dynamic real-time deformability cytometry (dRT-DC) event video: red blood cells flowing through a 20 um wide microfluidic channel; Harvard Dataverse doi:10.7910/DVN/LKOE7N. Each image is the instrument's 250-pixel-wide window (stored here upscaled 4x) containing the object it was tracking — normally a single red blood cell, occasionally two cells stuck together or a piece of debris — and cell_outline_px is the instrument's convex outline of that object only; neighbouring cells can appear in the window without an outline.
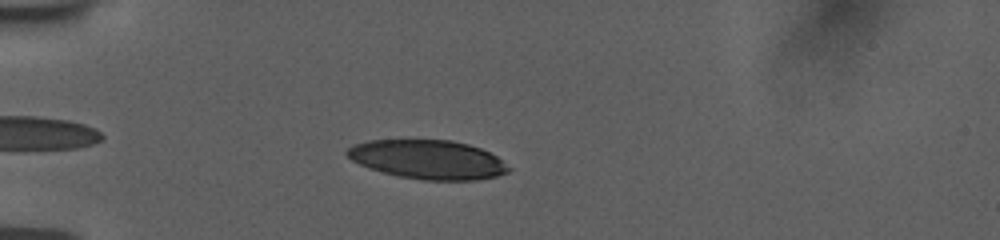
{"species": "human", "species_latin": "Homo sapiens", "temperature_condition": "room temperature", "stored_images_in_passage": 41, "camera_frame_rate_fps": 3000, "um_per_image_px": 0.085, "donor": {"sex": "female"}, "frame": {"image": 1, "passage_image": 6, "time_ms": 1.667, "image_size_px": [1000, 240], "cell_outline_px": [[512, 168], [508, 172], [496, 176], [476, 180], [424, 180], [400, 176], [368, 168], [352, 160], [344, 152], [352, 144], [368, 140], [452, 140], [468, 144], [480, 148], [496, 156]], "centroid_in_image_um": [36.36, 13.55], "position_along_channel_um": 48.6, "area_um2": 36.65}}
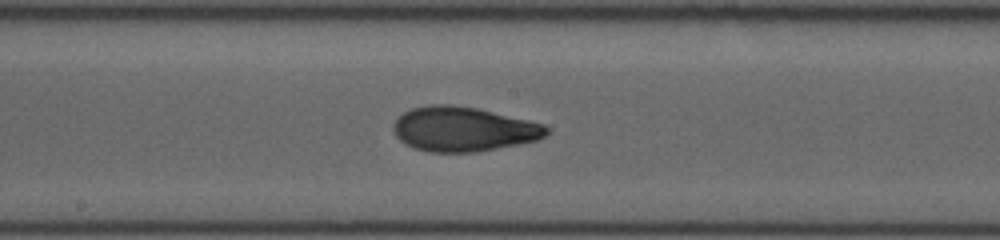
{"frame": {"image": 2, "passage_image": 21, "time_ms": 6.667, "image_size_px": [1000, 240], "cell_outline_px": [[552, 128], [544, 136], [536, 140], [520, 144], [476, 152], [428, 152], [412, 148], [404, 144], [396, 136], [392, 128], [392, 124], [404, 112], [412, 108], [428, 104], [452, 104], [476, 108], [528, 120], [544, 124]], "centroid_in_image_um": [39.36, 10.98], "position_along_channel_um": 208.8, "area_um2": 40.0}}
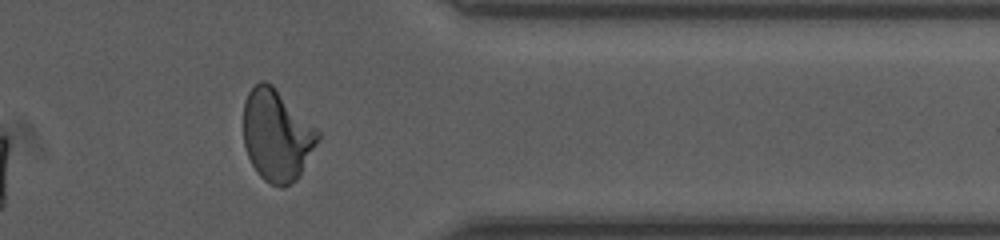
{"frame": {"image": 3, "passage_image": 36, "time_ms": 11.667, "image_size_px": [1000, 240], "cell_outline_px": [[320, 136], [300, 176], [296, 180], [280, 188], [264, 180], [256, 172], [248, 156], [244, 144], [244, 100], [248, 92], [260, 80], [264, 80], [272, 84], [320, 132]], "centroid_in_image_um": [23.51, 11.5], "position_along_channel_um": 387.9, "area_um2": 39.48}, "authors_computed_cell_mechanics": {"area_um2": 38.4948, "velocity_mm_per_s": 3.7568, "shape_relaxation_time_tau1_ms": 6.067, "shape_relaxation_time_tau2_ms": 1.7157, "deformation_change_tau1": 0.2326, "deformation_change_tau2": 0.0792}}